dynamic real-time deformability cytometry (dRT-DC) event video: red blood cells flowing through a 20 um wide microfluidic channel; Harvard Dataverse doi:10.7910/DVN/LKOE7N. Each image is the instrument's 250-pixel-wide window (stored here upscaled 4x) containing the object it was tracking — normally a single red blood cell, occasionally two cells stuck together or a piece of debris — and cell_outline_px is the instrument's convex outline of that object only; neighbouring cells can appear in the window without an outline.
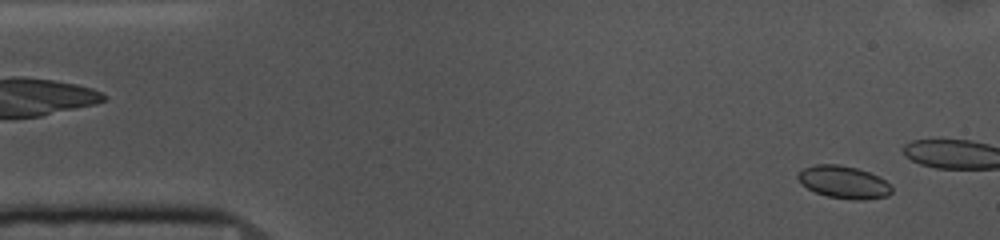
{"species": "common noctule bat (a hibernating species)", "species_latin": "Nyctalus noctula", "temperature_condition": "cold", "stored_images_in_passage": 13, "camera_frame_rate_fps": 3000, "um_per_image_px": 0.085, "animal": {"sex": "female", "body_mass_g": 10.0, "forearm_length_mm": 53.1}, "frame": {"image": 1, "passage_image": 3, "time_ms": 0.667, "image_size_px": [1000, 240], "cell_outline_px": [[892, 192], [888, 196], [864, 200], [856, 200], [828, 196], [816, 192], [808, 188], [796, 176], [804, 168], [816, 164], [840, 164], [856, 168], [880, 176], [892, 188]], "centroid_in_image_um": [71.75, 15.48], "position_along_channel_um": 13.3, "area_um2": 17.57}}